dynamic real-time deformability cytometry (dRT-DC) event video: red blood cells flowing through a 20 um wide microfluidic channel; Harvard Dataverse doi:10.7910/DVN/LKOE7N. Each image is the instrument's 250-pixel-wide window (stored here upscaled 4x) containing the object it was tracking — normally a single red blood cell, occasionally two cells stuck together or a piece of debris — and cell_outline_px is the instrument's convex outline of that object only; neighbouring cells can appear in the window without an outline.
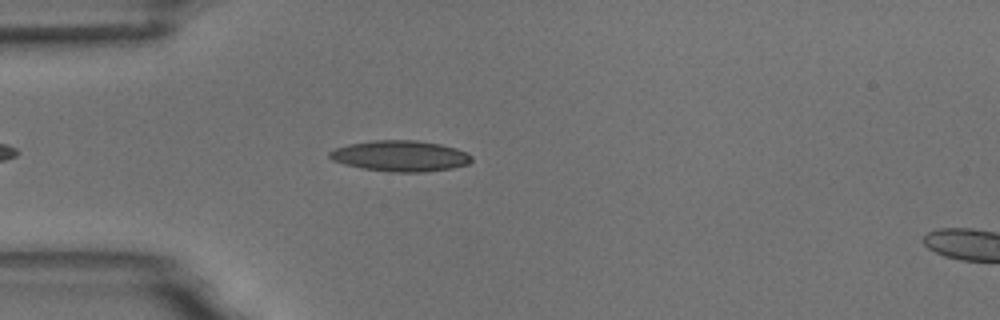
{"species": "common noctule bat (a hibernating species)", "species_latin": "Nyctalus noctula", "temperature_condition": "room temperature", "stored_images_in_passage": 6, "camera_frame_rate_fps": 3000, "um_per_image_px": 0.085, "animal": {"sex": "male", "body_mass_g": 18.8}, "frame": {"image": 1, "passage_image": 5, "time_ms": 4.667, "image_size_px": [1000, 320], "cell_outline_px": [[472, 160], [468, 164], [452, 168], [424, 172], [388, 172], [364, 168], [344, 164], [332, 160], [328, 156], [328, 152], [336, 148], [348, 144], [372, 140], [416, 140], [440, 144], [456, 148], [468, 152], [472, 156]], "centroid_in_image_um": [34.04, 13.25], "position_along_channel_um": 51.0, "area_um2": 25.66}}